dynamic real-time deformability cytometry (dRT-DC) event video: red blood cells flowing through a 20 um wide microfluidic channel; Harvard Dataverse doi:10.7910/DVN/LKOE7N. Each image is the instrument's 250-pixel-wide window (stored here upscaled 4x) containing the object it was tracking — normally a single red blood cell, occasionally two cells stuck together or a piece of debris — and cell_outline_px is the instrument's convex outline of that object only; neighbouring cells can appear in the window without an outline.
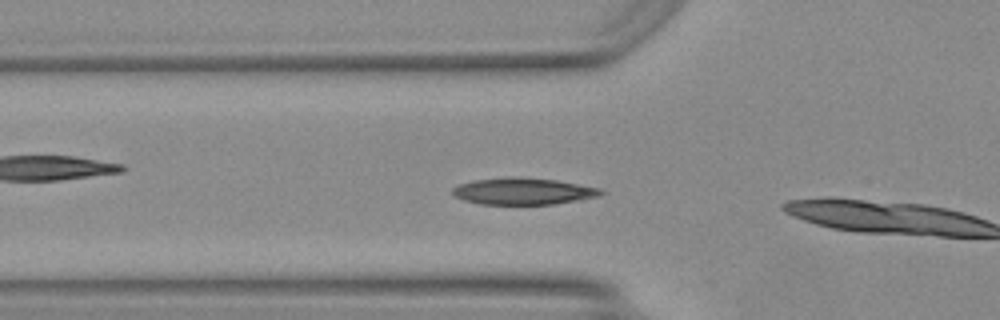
{"species": "Egyptian fruit bat (a non-hibernating species)", "species_latin": "Rousettus aegyptiacus", "temperature_condition": "warm", "stored_images_in_passage": 4, "camera_frame_rate_fps": 3000, "um_per_image_px": 0.085, "animal": {"sex": "female"}, "frame": {"image": 1, "passage_image": 3, "time_ms": 0.667, "image_size_px": [1000, 320], "cell_outline_px": [[604, 192], [600, 196], [580, 200], [552, 204], [480, 204], [464, 200], [456, 196], [452, 192], [452, 188], [456, 184], [472, 180], [512, 176], [520, 176], [556, 180], [600, 188]], "centroid_in_image_um": [44.45, 16.24], "position_along_channel_um": 81.4, "area_um2": 23.29}}